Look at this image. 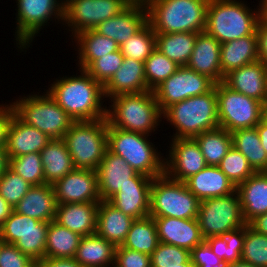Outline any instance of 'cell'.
<instances>
[{"label": "cell", "mask_w": 267, "mask_h": 267, "mask_svg": "<svg viewBox=\"0 0 267 267\" xmlns=\"http://www.w3.org/2000/svg\"><path fill=\"white\" fill-rule=\"evenodd\" d=\"M245 238V225L222 236L206 238L213 253L226 264L241 260Z\"/></svg>", "instance_id": "cell-40"}, {"label": "cell", "mask_w": 267, "mask_h": 267, "mask_svg": "<svg viewBox=\"0 0 267 267\" xmlns=\"http://www.w3.org/2000/svg\"><path fill=\"white\" fill-rule=\"evenodd\" d=\"M184 183L200 200L229 195L236 191V186L230 181L218 166H206L187 178Z\"/></svg>", "instance_id": "cell-29"}, {"label": "cell", "mask_w": 267, "mask_h": 267, "mask_svg": "<svg viewBox=\"0 0 267 267\" xmlns=\"http://www.w3.org/2000/svg\"><path fill=\"white\" fill-rule=\"evenodd\" d=\"M207 166H218L232 147L231 132L223 128L205 131L194 137Z\"/></svg>", "instance_id": "cell-38"}, {"label": "cell", "mask_w": 267, "mask_h": 267, "mask_svg": "<svg viewBox=\"0 0 267 267\" xmlns=\"http://www.w3.org/2000/svg\"><path fill=\"white\" fill-rule=\"evenodd\" d=\"M0 267H36V262L14 244L4 242L0 249Z\"/></svg>", "instance_id": "cell-50"}, {"label": "cell", "mask_w": 267, "mask_h": 267, "mask_svg": "<svg viewBox=\"0 0 267 267\" xmlns=\"http://www.w3.org/2000/svg\"><path fill=\"white\" fill-rule=\"evenodd\" d=\"M81 237L54 220L49 222L45 258H74Z\"/></svg>", "instance_id": "cell-37"}, {"label": "cell", "mask_w": 267, "mask_h": 267, "mask_svg": "<svg viewBox=\"0 0 267 267\" xmlns=\"http://www.w3.org/2000/svg\"><path fill=\"white\" fill-rule=\"evenodd\" d=\"M182 267H196L191 260H189L187 263L182 264Z\"/></svg>", "instance_id": "cell-63"}, {"label": "cell", "mask_w": 267, "mask_h": 267, "mask_svg": "<svg viewBox=\"0 0 267 267\" xmlns=\"http://www.w3.org/2000/svg\"><path fill=\"white\" fill-rule=\"evenodd\" d=\"M33 185L16 174L9 167L0 176V195L15 207Z\"/></svg>", "instance_id": "cell-46"}, {"label": "cell", "mask_w": 267, "mask_h": 267, "mask_svg": "<svg viewBox=\"0 0 267 267\" xmlns=\"http://www.w3.org/2000/svg\"><path fill=\"white\" fill-rule=\"evenodd\" d=\"M116 247L98 234L81 237L74 256L82 267H111Z\"/></svg>", "instance_id": "cell-31"}, {"label": "cell", "mask_w": 267, "mask_h": 267, "mask_svg": "<svg viewBox=\"0 0 267 267\" xmlns=\"http://www.w3.org/2000/svg\"><path fill=\"white\" fill-rule=\"evenodd\" d=\"M156 49V33L149 23L120 46L124 58L145 62Z\"/></svg>", "instance_id": "cell-41"}, {"label": "cell", "mask_w": 267, "mask_h": 267, "mask_svg": "<svg viewBox=\"0 0 267 267\" xmlns=\"http://www.w3.org/2000/svg\"><path fill=\"white\" fill-rule=\"evenodd\" d=\"M256 129L261 140V145L263 146L267 154V124L263 120H261L256 126Z\"/></svg>", "instance_id": "cell-57"}, {"label": "cell", "mask_w": 267, "mask_h": 267, "mask_svg": "<svg viewBox=\"0 0 267 267\" xmlns=\"http://www.w3.org/2000/svg\"><path fill=\"white\" fill-rule=\"evenodd\" d=\"M130 3L127 0H69L64 4L63 25L73 38L78 33L94 29L104 20L118 15Z\"/></svg>", "instance_id": "cell-14"}, {"label": "cell", "mask_w": 267, "mask_h": 267, "mask_svg": "<svg viewBox=\"0 0 267 267\" xmlns=\"http://www.w3.org/2000/svg\"><path fill=\"white\" fill-rule=\"evenodd\" d=\"M8 167L32 185L45 184L44 169L39 152L9 158Z\"/></svg>", "instance_id": "cell-43"}, {"label": "cell", "mask_w": 267, "mask_h": 267, "mask_svg": "<svg viewBox=\"0 0 267 267\" xmlns=\"http://www.w3.org/2000/svg\"><path fill=\"white\" fill-rule=\"evenodd\" d=\"M13 209L39 221H53L57 210L53 185H33Z\"/></svg>", "instance_id": "cell-27"}, {"label": "cell", "mask_w": 267, "mask_h": 267, "mask_svg": "<svg viewBox=\"0 0 267 267\" xmlns=\"http://www.w3.org/2000/svg\"><path fill=\"white\" fill-rule=\"evenodd\" d=\"M151 267H182L190 260L188 249L159 242L150 255Z\"/></svg>", "instance_id": "cell-47"}, {"label": "cell", "mask_w": 267, "mask_h": 267, "mask_svg": "<svg viewBox=\"0 0 267 267\" xmlns=\"http://www.w3.org/2000/svg\"><path fill=\"white\" fill-rule=\"evenodd\" d=\"M3 243H4V241H3V239L1 238V234H0V249H1Z\"/></svg>", "instance_id": "cell-65"}, {"label": "cell", "mask_w": 267, "mask_h": 267, "mask_svg": "<svg viewBox=\"0 0 267 267\" xmlns=\"http://www.w3.org/2000/svg\"><path fill=\"white\" fill-rule=\"evenodd\" d=\"M219 127L233 132L256 127L262 120L263 103L236 92L223 82L215 84Z\"/></svg>", "instance_id": "cell-11"}, {"label": "cell", "mask_w": 267, "mask_h": 267, "mask_svg": "<svg viewBox=\"0 0 267 267\" xmlns=\"http://www.w3.org/2000/svg\"><path fill=\"white\" fill-rule=\"evenodd\" d=\"M220 65L223 76L247 64L258 61L257 37H241L221 44Z\"/></svg>", "instance_id": "cell-32"}, {"label": "cell", "mask_w": 267, "mask_h": 267, "mask_svg": "<svg viewBox=\"0 0 267 267\" xmlns=\"http://www.w3.org/2000/svg\"><path fill=\"white\" fill-rule=\"evenodd\" d=\"M149 136L108 124L107 150L125 159L137 173L151 178L159 177L165 174V158L148 140Z\"/></svg>", "instance_id": "cell-6"}, {"label": "cell", "mask_w": 267, "mask_h": 267, "mask_svg": "<svg viewBox=\"0 0 267 267\" xmlns=\"http://www.w3.org/2000/svg\"><path fill=\"white\" fill-rule=\"evenodd\" d=\"M48 224L13 210L0 226L1 238L38 263L45 258Z\"/></svg>", "instance_id": "cell-13"}, {"label": "cell", "mask_w": 267, "mask_h": 267, "mask_svg": "<svg viewBox=\"0 0 267 267\" xmlns=\"http://www.w3.org/2000/svg\"><path fill=\"white\" fill-rule=\"evenodd\" d=\"M241 260L257 267H267V236L245 225V238Z\"/></svg>", "instance_id": "cell-44"}, {"label": "cell", "mask_w": 267, "mask_h": 267, "mask_svg": "<svg viewBox=\"0 0 267 267\" xmlns=\"http://www.w3.org/2000/svg\"><path fill=\"white\" fill-rule=\"evenodd\" d=\"M74 37L78 45L77 63L82 70H86L96 59L120 49L114 40L97 33L94 29L82 31Z\"/></svg>", "instance_id": "cell-34"}, {"label": "cell", "mask_w": 267, "mask_h": 267, "mask_svg": "<svg viewBox=\"0 0 267 267\" xmlns=\"http://www.w3.org/2000/svg\"><path fill=\"white\" fill-rule=\"evenodd\" d=\"M159 242L193 250L203 238L197 218L153 217Z\"/></svg>", "instance_id": "cell-20"}, {"label": "cell", "mask_w": 267, "mask_h": 267, "mask_svg": "<svg viewBox=\"0 0 267 267\" xmlns=\"http://www.w3.org/2000/svg\"><path fill=\"white\" fill-rule=\"evenodd\" d=\"M148 23L147 8L143 4H129L118 15L101 22L94 30L114 40L119 47Z\"/></svg>", "instance_id": "cell-19"}, {"label": "cell", "mask_w": 267, "mask_h": 267, "mask_svg": "<svg viewBox=\"0 0 267 267\" xmlns=\"http://www.w3.org/2000/svg\"><path fill=\"white\" fill-rule=\"evenodd\" d=\"M147 87L154 91L177 71L179 66L155 49L144 62Z\"/></svg>", "instance_id": "cell-42"}, {"label": "cell", "mask_w": 267, "mask_h": 267, "mask_svg": "<svg viewBox=\"0 0 267 267\" xmlns=\"http://www.w3.org/2000/svg\"><path fill=\"white\" fill-rule=\"evenodd\" d=\"M247 5L242 0H209L205 31L221 44L252 35L261 19V5L253 11Z\"/></svg>", "instance_id": "cell-4"}, {"label": "cell", "mask_w": 267, "mask_h": 267, "mask_svg": "<svg viewBox=\"0 0 267 267\" xmlns=\"http://www.w3.org/2000/svg\"><path fill=\"white\" fill-rule=\"evenodd\" d=\"M46 184H54L75 169L63 139H51L40 151Z\"/></svg>", "instance_id": "cell-33"}, {"label": "cell", "mask_w": 267, "mask_h": 267, "mask_svg": "<svg viewBox=\"0 0 267 267\" xmlns=\"http://www.w3.org/2000/svg\"><path fill=\"white\" fill-rule=\"evenodd\" d=\"M16 3L17 26L14 36L20 52L32 45L33 39L38 36L41 29L50 23L49 19H55V22L57 19L59 23H63L64 4L61 0H16Z\"/></svg>", "instance_id": "cell-12"}, {"label": "cell", "mask_w": 267, "mask_h": 267, "mask_svg": "<svg viewBox=\"0 0 267 267\" xmlns=\"http://www.w3.org/2000/svg\"><path fill=\"white\" fill-rule=\"evenodd\" d=\"M9 159L7 156L6 148L0 147V176L3 174L5 169L8 167Z\"/></svg>", "instance_id": "cell-58"}, {"label": "cell", "mask_w": 267, "mask_h": 267, "mask_svg": "<svg viewBox=\"0 0 267 267\" xmlns=\"http://www.w3.org/2000/svg\"><path fill=\"white\" fill-rule=\"evenodd\" d=\"M248 225L256 232L267 236V213L256 216Z\"/></svg>", "instance_id": "cell-55"}, {"label": "cell", "mask_w": 267, "mask_h": 267, "mask_svg": "<svg viewBox=\"0 0 267 267\" xmlns=\"http://www.w3.org/2000/svg\"><path fill=\"white\" fill-rule=\"evenodd\" d=\"M115 267H151V257L146 253L117 246L114 258Z\"/></svg>", "instance_id": "cell-49"}, {"label": "cell", "mask_w": 267, "mask_h": 267, "mask_svg": "<svg viewBox=\"0 0 267 267\" xmlns=\"http://www.w3.org/2000/svg\"><path fill=\"white\" fill-rule=\"evenodd\" d=\"M261 5V19L267 23V0H260Z\"/></svg>", "instance_id": "cell-60"}, {"label": "cell", "mask_w": 267, "mask_h": 267, "mask_svg": "<svg viewBox=\"0 0 267 267\" xmlns=\"http://www.w3.org/2000/svg\"><path fill=\"white\" fill-rule=\"evenodd\" d=\"M214 86L215 83L207 76L187 66H179L175 73L154 90V93L163 112L174 103L210 92Z\"/></svg>", "instance_id": "cell-15"}, {"label": "cell", "mask_w": 267, "mask_h": 267, "mask_svg": "<svg viewBox=\"0 0 267 267\" xmlns=\"http://www.w3.org/2000/svg\"><path fill=\"white\" fill-rule=\"evenodd\" d=\"M13 210V207H11L6 202V200L0 195V226L10 216Z\"/></svg>", "instance_id": "cell-56"}, {"label": "cell", "mask_w": 267, "mask_h": 267, "mask_svg": "<svg viewBox=\"0 0 267 267\" xmlns=\"http://www.w3.org/2000/svg\"><path fill=\"white\" fill-rule=\"evenodd\" d=\"M198 33H156V49L178 66H186Z\"/></svg>", "instance_id": "cell-35"}, {"label": "cell", "mask_w": 267, "mask_h": 267, "mask_svg": "<svg viewBox=\"0 0 267 267\" xmlns=\"http://www.w3.org/2000/svg\"><path fill=\"white\" fill-rule=\"evenodd\" d=\"M97 202L58 204L54 221L80 236L96 232Z\"/></svg>", "instance_id": "cell-26"}, {"label": "cell", "mask_w": 267, "mask_h": 267, "mask_svg": "<svg viewBox=\"0 0 267 267\" xmlns=\"http://www.w3.org/2000/svg\"><path fill=\"white\" fill-rule=\"evenodd\" d=\"M108 121H75L65 133V141L75 169L96 171L107 150Z\"/></svg>", "instance_id": "cell-7"}, {"label": "cell", "mask_w": 267, "mask_h": 267, "mask_svg": "<svg viewBox=\"0 0 267 267\" xmlns=\"http://www.w3.org/2000/svg\"><path fill=\"white\" fill-rule=\"evenodd\" d=\"M99 194L102 200H108L120 187L131 182L137 173L121 156L105 151L96 170Z\"/></svg>", "instance_id": "cell-23"}, {"label": "cell", "mask_w": 267, "mask_h": 267, "mask_svg": "<svg viewBox=\"0 0 267 267\" xmlns=\"http://www.w3.org/2000/svg\"><path fill=\"white\" fill-rule=\"evenodd\" d=\"M36 267H82L74 258H44Z\"/></svg>", "instance_id": "cell-54"}, {"label": "cell", "mask_w": 267, "mask_h": 267, "mask_svg": "<svg viewBox=\"0 0 267 267\" xmlns=\"http://www.w3.org/2000/svg\"><path fill=\"white\" fill-rule=\"evenodd\" d=\"M130 4H143L147 5L149 3V0H127Z\"/></svg>", "instance_id": "cell-62"}, {"label": "cell", "mask_w": 267, "mask_h": 267, "mask_svg": "<svg viewBox=\"0 0 267 267\" xmlns=\"http://www.w3.org/2000/svg\"><path fill=\"white\" fill-rule=\"evenodd\" d=\"M232 146L241 152L255 172H267V154L256 127L231 132Z\"/></svg>", "instance_id": "cell-36"}, {"label": "cell", "mask_w": 267, "mask_h": 267, "mask_svg": "<svg viewBox=\"0 0 267 267\" xmlns=\"http://www.w3.org/2000/svg\"><path fill=\"white\" fill-rule=\"evenodd\" d=\"M51 141L45 133L23 122L13 113L7 128L6 152L8 159L39 152Z\"/></svg>", "instance_id": "cell-22"}, {"label": "cell", "mask_w": 267, "mask_h": 267, "mask_svg": "<svg viewBox=\"0 0 267 267\" xmlns=\"http://www.w3.org/2000/svg\"><path fill=\"white\" fill-rule=\"evenodd\" d=\"M265 104H267V73H266V84H265Z\"/></svg>", "instance_id": "cell-64"}, {"label": "cell", "mask_w": 267, "mask_h": 267, "mask_svg": "<svg viewBox=\"0 0 267 267\" xmlns=\"http://www.w3.org/2000/svg\"><path fill=\"white\" fill-rule=\"evenodd\" d=\"M124 60L120 49L96 59L85 71L103 86L121 67Z\"/></svg>", "instance_id": "cell-48"}, {"label": "cell", "mask_w": 267, "mask_h": 267, "mask_svg": "<svg viewBox=\"0 0 267 267\" xmlns=\"http://www.w3.org/2000/svg\"><path fill=\"white\" fill-rule=\"evenodd\" d=\"M226 267H257L243 260L227 263Z\"/></svg>", "instance_id": "cell-59"}, {"label": "cell", "mask_w": 267, "mask_h": 267, "mask_svg": "<svg viewBox=\"0 0 267 267\" xmlns=\"http://www.w3.org/2000/svg\"><path fill=\"white\" fill-rule=\"evenodd\" d=\"M197 221L204 239L222 236L247 224L236 191L200 201Z\"/></svg>", "instance_id": "cell-10"}, {"label": "cell", "mask_w": 267, "mask_h": 267, "mask_svg": "<svg viewBox=\"0 0 267 267\" xmlns=\"http://www.w3.org/2000/svg\"><path fill=\"white\" fill-rule=\"evenodd\" d=\"M79 71L81 75L78 76L76 74V76L56 78L46 91L74 121H95L106 118L107 106L103 105L104 86L85 70Z\"/></svg>", "instance_id": "cell-1"}, {"label": "cell", "mask_w": 267, "mask_h": 267, "mask_svg": "<svg viewBox=\"0 0 267 267\" xmlns=\"http://www.w3.org/2000/svg\"><path fill=\"white\" fill-rule=\"evenodd\" d=\"M158 244L159 239L154 218L148 216L134 220L122 246L151 255Z\"/></svg>", "instance_id": "cell-39"}, {"label": "cell", "mask_w": 267, "mask_h": 267, "mask_svg": "<svg viewBox=\"0 0 267 267\" xmlns=\"http://www.w3.org/2000/svg\"><path fill=\"white\" fill-rule=\"evenodd\" d=\"M110 100L106 119L112 127L151 136L163 119L154 91L121 94Z\"/></svg>", "instance_id": "cell-2"}, {"label": "cell", "mask_w": 267, "mask_h": 267, "mask_svg": "<svg viewBox=\"0 0 267 267\" xmlns=\"http://www.w3.org/2000/svg\"><path fill=\"white\" fill-rule=\"evenodd\" d=\"M13 113L12 103L0 105V147H6L7 128Z\"/></svg>", "instance_id": "cell-53"}, {"label": "cell", "mask_w": 267, "mask_h": 267, "mask_svg": "<svg viewBox=\"0 0 267 267\" xmlns=\"http://www.w3.org/2000/svg\"><path fill=\"white\" fill-rule=\"evenodd\" d=\"M262 120L267 124V104L262 105Z\"/></svg>", "instance_id": "cell-61"}, {"label": "cell", "mask_w": 267, "mask_h": 267, "mask_svg": "<svg viewBox=\"0 0 267 267\" xmlns=\"http://www.w3.org/2000/svg\"><path fill=\"white\" fill-rule=\"evenodd\" d=\"M134 218L124 214L107 200L98 205L96 234L111 242L115 247L121 246L131 228Z\"/></svg>", "instance_id": "cell-28"}, {"label": "cell", "mask_w": 267, "mask_h": 267, "mask_svg": "<svg viewBox=\"0 0 267 267\" xmlns=\"http://www.w3.org/2000/svg\"><path fill=\"white\" fill-rule=\"evenodd\" d=\"M69 0H61L63 4L67 3Z\"/></svg>", "instance_id": "cell-66"}, {"label": "cell", "mask_w": 267, "mask_h": 267, "mask_svg": "<svg viewBox=\"0 0 267 267\" xmlns=\"http://www.w3.org/2000/svg\"><path fill=\"white\" fill-rule=\"evenodd\" d=\"M164 120L175 128L171 139L194 138L219 127L217 94L215 87L208 93L189 97L167 107L162 112Z\"/></svg>", "instance_id": "cell-5"}, {"label": "cell", "mask_w": 267, "mask_h": 267, "mask_svg": "<svg viewBox=\"0 0 267 267\" xmlns=\"http://www.w3.org/2000/svg\"><path fill=\"white\" fill-rule=\"evenodd\" d=\"M144 62L124 58L121 67L104 85L105 98L121 94H136L148 91Z\"/></svg>", "instance_id": "cell-25"}, {"label": "cell", "mask_w": 267, "mask_h": 267, "mask_svg": "<svg viewBox=\"0 0 267 267\" xmlns=\"http://www.w3.org/2000/svg\"><path fill=\"white\" fill-rule=\"evenodd\" d=\"M267 66L260 60L232 70L223 83L230 89L265 104Z\"/></svg>", "instance_id": "cell-24"}, {"label": "cell", "mask_w": 267, "mask_h": 267, "mask_svg": "<svg viewBox=\"0 0 267 267\" xmlns=\"http://www.w3.org/2000/svg\"><path fill=\"white\" fill-rule=\"evenodd\" d=\"M190 260L196 267H226V263L213 253L205 240L190 251Z\"/></svg>", "instance_id": "cell-51"}, {"label": "cell", "mask_w": 267, "mask_h": 267, "mask_svg": "<svg viewBox=\"0 0 267 267\" xmlns=\"http://www.w3.org/2000/svg\"><path fill=\"white\" fill-rule=\"evenodd\" d=\"M258 59L267 66V23L259 20L256 27Z\"/></svg>", "instance_id": "cell-52"}, {"label": "cell", "mask_w": 267, "mask_h": 267, "mask_svg": "<svg viewBox=\"0 0 267 267\" xmlns=\"http://www.w3.org/2000/svg\"><path fill=\"white\" fill-rule=\"evenodd\" d=\"M152 180L151 177L136 173L130 183L120 187L107 201L134 219L148 217Z\"/></svg>", "instance_id": "cell-18"}, {"label": "cell", "mask_w": 267, "mask_h": 267, "mask_svg": "<svg viewBox=\"0 0 267 267\" xmlns=\"http://www.w3.org/2000/svg\"><path fill=\"white\" fill-rule=\"evenodd\" d=\"M57 205L65 203L97 202L99 194L97 172L74 169L53 184Z\"/></svg>", "instance_id": "cell-17"}, {"label": "cell", "mask_w": 267, "mask_h": 267, "mask_svg": "<svg viewBox=\"0 0 267 267\" xmlns=\"http://www.w3.org/2000/svg\"><path fill=\"white\" fill-rule=\"evenodd\" d=\"M14 113L26 124L45 133L49 138L63 139L75 122L48 94H29L12 102Z\"/></svg>", "instance_id": "cell-8"}, {"label": "cell", "mask_w": 267, "mask_h": 267, "mask_svg": "<svg viewBox=\"0 0 267 267\" xmlns=\"http://www.w3.org/2000/svg\"><path fill=\"white\" fill-rule=\"evenodd\" d=\"M242 214L248 224L256 216L267 213V173L255 172L236 186Z\"/></svg>", "instance_id": "cell-30"}, {"label": "cell", "mask_w": 267, "mask_h": 267, "mask_svg": "<svg viewBox=\"0 0 267 267\" xmlns=\"http://www.w3.org/2000/svg\"><path fill=\"white\" fill-rule=\"evenodd\" d=\"M200 200L182 181L166 174L152 180L150 190V217L197 218Z\"/></svg>", "instance_id": "cell-9"}, {"label": "cell", "mask_w": 267, "mask_h": 267, "mask_svg": "<svg viewBox=\"0 0 267 267\" xmlns=\"http://www.w3.org/2000/svg\"><path fill=\"white\" fill-rule=\"evenodd\" d=\"M170 143L165 157V174L169 178L184 182L207 166L194 138L172 139Z\"/></svg>", "instance_id": "cell-16"}, {"label": "cell", "mask_w": 267, "mask_h": 267, "mask_svg": "<svg viewBox=\"0 0 267 267\" xmlns=\"http://www.w3.org/2000/svg\"><path fill=\"white\" fill-rule=\"evenodd\" d=\"M220 52L221 43L206 31L200 32L197 34L193 52L186 66L201 75L207 76L215 84L223 82Z\"/></svg>", "instance_id": "cell-21"}, {"label": "cell", "mask_w": 267, "mask_h": 267, "mask_svg": "<svg viewBox=\"0 0 267 267\" xmlns=\"http://www.w3.org/2000/svg\"><path fill=\"white\" fill-rule=\"evenodd\" d=\"M209 0H154L146 5L155 33L204 32Z\"/></svg>", "instance_id": "cell-3"}, {"label": "cell", "mask_w": 267, "mask_h": 267, "mask_svg": "<svg viewBox=\"0 0 267 267\" xmlns=\"http://www.w3.org/2000/svg\"><path fill=\"white\" fill-rule=\"evenodd\" d=\"M218 167L235 186L255 173L245 156L233 146L222 158Z\"/></svg>", "instance_id": "cell-45"}]
</instances>
